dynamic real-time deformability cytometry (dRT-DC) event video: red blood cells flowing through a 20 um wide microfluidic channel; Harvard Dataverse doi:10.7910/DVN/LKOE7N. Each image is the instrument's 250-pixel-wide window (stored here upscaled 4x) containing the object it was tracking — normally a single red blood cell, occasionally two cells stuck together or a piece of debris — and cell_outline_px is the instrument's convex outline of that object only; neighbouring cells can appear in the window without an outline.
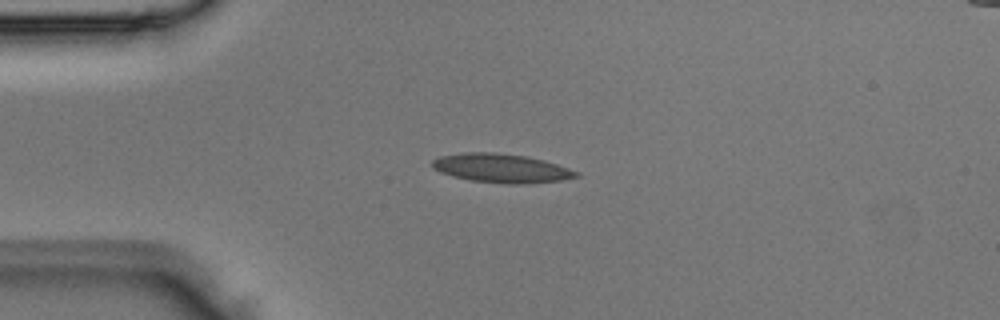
{"species": "Egyptian fruit bat (a non-hibernating species)", "species_latin": "Rousettus aegyptiacus", "temperature_condition": "room temperature", "stored_images_in_passage": 4, "camera_frame_rate_fps": 3000, "um_per_image_px": 0.085, "animal": {"sex": "male"}, "frame": {"image": 1, "passage_image": 2, "time_ms": 0.333, "image_size_px": [1000, 320], "cell_outline_px": [[580, 176], [560, 180], [524, 184], [508, 184], [468, 180], [452, 176], [440, 172], [432, 168], [432, 160], [440, 156], [464, 152], [492, 152], [524, 156], [544, 160], [580, 172]], "centroid_in_image_um": [42.59, 14.3], "position_along_channel_um": 42.4, "area_um2": 24.22}}
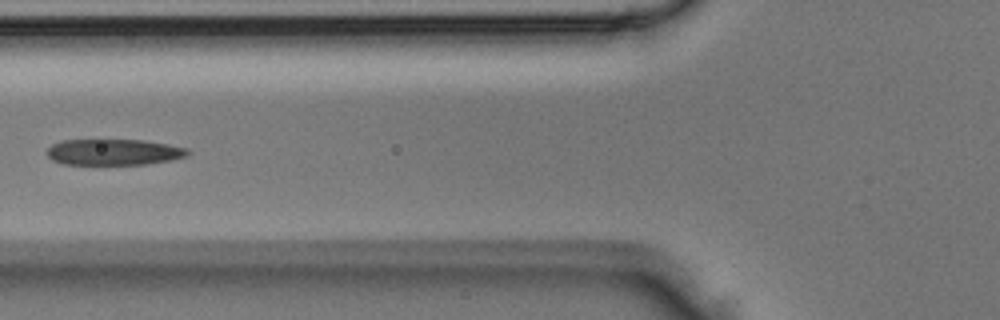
{"frame": {"image": 2, "passage_image": 4, "time_ms": 1.0, "image_size_px": [1000, 320], "cell_outline_px": [[192, 152], [188, 156], [172, 160], [144, 164], [64, 164], [52, 160], [44, 152], [52, 144], [60, 140], [144, 140], [168, 144], [188, 148]], "centroid_in_image_um": [9.68, 12.92], "position_along_channel_um": 116.1, "area_um2": 21.56}}